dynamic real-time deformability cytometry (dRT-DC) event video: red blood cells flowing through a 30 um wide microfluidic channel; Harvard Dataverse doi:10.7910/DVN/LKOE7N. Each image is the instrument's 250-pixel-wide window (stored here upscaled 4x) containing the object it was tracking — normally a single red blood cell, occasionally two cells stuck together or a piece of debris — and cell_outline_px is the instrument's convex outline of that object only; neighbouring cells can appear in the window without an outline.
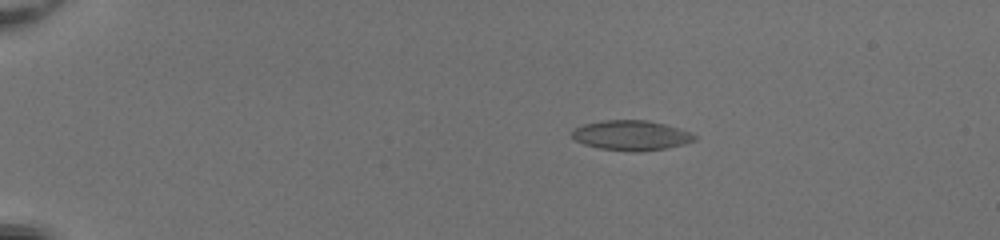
{"species": "common noctule bat (a hibernating species)", "species_latin": "Nyctalus noctula", "temperature_condition": "room temperature", "stored_images_in_passage": 42, "camera_frame_rate_fps": 3000, "um_per_image_px": 0.085, "animal": {"sex": "female", "body_mass_g": 20.0, "forearm_length_mm": 54.0}, "frame": {"image": 1, "passage_image": 1, "time_ms": 0.0, "image_size_px": [1000, 240], "cell_outline_px": [[696, 140], [684, 144], [664, 148], [636, 152], [632, 152], [600, 148], [584, 144], [576, 140], [572, 136], [572, 132], [576, 128], [584, 124], [604, 120], [648, 120], [664, 124], [688, 132], [696, 136]], "centroid_in_image_um": [53.64, 11.51], "position_along_channel_um": 31.4, "area_um2": 21.04}}
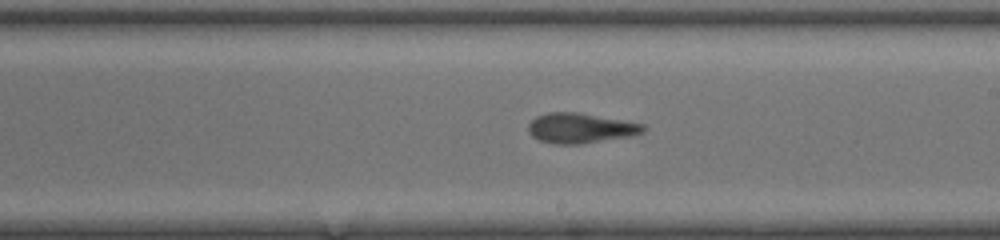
{"frame": {"image": 2, "passage_image": 23, "time_ms": 7.333, "image_size_px": [1000, 240], "cell_outline_px": [[648, 128], [644, 132], [632, 136], [580, 144], [556, 144], [540, 140], [532, 136], [528, 132], [528, 124], [536, 116], [548, 112], [580, 112], [644, 124]], "centroid_in_image_um": [49.36, 10.88], "position_along_channel_um": 239.6, "area_um2": 20.29}}
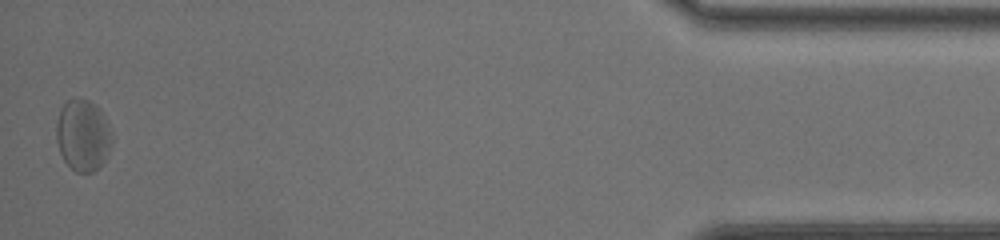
{"frame": {"image": 3, "passage_image": 42, "time_ms": 13.667, "image_size_px": [1000, 240], "cell_outline_px": [[112, 144], [100, 168], [92, 172], [76, 172], [64, 160], [60, 152], [56, 140], [56, 124], [60, 108], [68, 100], [76, 96], [80, 96], [96, 104], [100, 108], [112, 136]], "centroid_in_image_um": [7.04, 11.47], "position_along_channel_um": 428.2, "area_um2": 23.35}, "authors_computed_cell_mechanics": {"area_um2": 20.6057, "velocity_mm_per_s": 4.1198, "shape_relaxation_time_tau1_ms": 4.3719, "shape_relaxation_time_tau2_ms": 5.3069, "deformation_change_tau1": 0.1089, "deformation_change_tau2": 0.1705}}